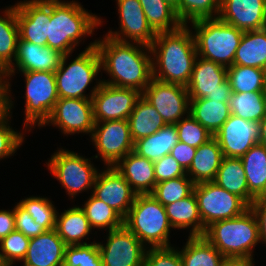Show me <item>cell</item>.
<instances>
[{
  "label": "cell",
  "mask_w": 266,
  "mask_h": 266,
  "mask_svg": "<svg viewBox=\"0 0 266 266\" xmlns=\"http://www.w3.org/2000/svg\"><path fill=\"white\" fill-rule=\"evenodd\" d=\"M143 266H183L176 246L147 248Z\"/></svg>",
  "instance_id": "7dc6e473"
},
{
  "label": "cell",
  "mask_w": 266,
  "mask_h": 266,
  "mask_svg": "<svg viewBox=\"0 0 266 266\" xmlns=\"http://www.w3.org/2000/svg\"><path fill=\"white\" fill-rule=\"evenodd\" d=\"M101 61L102 82L116 87L133 88L140 93L152 79V54L150 46L136 42H122L107 35L95 40Z\"/></svg>",
  "instance_id": "6da1fadb"
},
{
  "label": "cell",
  "mask_w": 266,
  "mask_h": 266,
  "mask_svg": "<svg viewBox=\"0 0 266 266\" xmlns=\"http://www.w3.org/2000/svg\"><path fill=\"white\" fill-rule=\"evenodd\" d=\"M13 209L0 210V241L15 230V216Z\"/></svg>",
  "instance_id": "f5cc1de1"
},
{
  "label": "cell",
  "mask_w": 266,
  "mask_h": 266,
  "mask_svg": "<svg viewBox=\"0 0 266 266\" xmlns=\"http://www.w3.org/2000/svg\"><path fill=\"white\" fill-rule=\"evenodd\" d=\"M98 16L88 12L77 0L51 1L47 46L63 55L73 54L86 36H93L95 30L103 26L105 21Z\"/></svg>",
  "instance_id": "3957f363"
},
{
  "label": "cell",
  "mask_w": 266,
  "mask_h": 266,
  "mask_svg": "<svg viewBox=\"0 0 266 266\" xmlns=\"http://www.w3.org/2000/svg\"><path fill=\"white\" fill-rule=\"evenodd\" d=\"M55 230L67 246L92 243L89 236L94 230L80 205L57 212Z\"/></svg>",
  "instance_id": "d4e9b609"
},
{
  "label": "cell",
  "mask_w": 266,
  "mask_h": 266,
  "mask_svg": "<svg viewBox=\"0 0 266 266\" xmlns=\"http://www.w3.org/2000/svg\"><path fill=\"white\" fill-rule=\"evenodd\" d=\"M124 226L147 248L171 247V226L164 206L151 194H137Z\"/></svg>",
  "instance_id": "8992f818"
},
{
  "label": "cell",
  "mask_w": 266,
  "mask_h": 266,
  "mask_svg": "<svg viewBox=\"0 0 266 266\" xmlns=\"http://www.w3.org/2000/svg\"><path fill=\"white\" fill-rule=\"evenodd\" d=\"M57 149L45 165L50 171L49 173L66 190L70 200H74L73 198L82 192L92 191L100 170L92 163L93 157L87 158L85 155L61 148V146Z\"/></svg>",
  "instance_id": "ba28073f"
},
{
  "label": "cell",
  "mask_w": 266,
  "mask_h": 266,
  "mask_svg": "<svg viewBox=\"0 0 266 266\" xmlns=\"http://www.w3.org/2000/svg\"><path fill=\"white\" fill-rule=\"evenodd\" d=\"M6 112V92H0V116Z\"/></svg>",
  "instance_id": "9f6ffc18"
},
{
  "label": "cell",
  "mask_w": 266,
  "mask_h": 266,
  "mask_svg": "<svg viewBox=\"0 0 266 266\" xmlns=\"http://www.w3.org/2000/svg\"><path fill=\"white\" fill-rule=\"evenodd\" d=\"M177 142L179 139L175 124H166L154 134L134 141L133 152L155 162L170 154Z\"/></svg>",
  "instance_id": "4dcf8cb0"
},
{
  "label": "cell",
  "mask_w": 266,
  "mask_h": 266,
  "mask_svg": "<svg viewBox=\"0 0 266 266\" xmlns=\"http://www.w3.org/2000/svg\"><path fill=\"white\" fill-rule=\"evenodd\" d=\"M185 245L178 250L183 266H218L223 255L204 237L187 236Z\"/></svg>",
  "instance_id": "e575fe53"
},
{
  "label": "cell",
  "mask_w": 266,
  "mask_h": 266,
  "mask_svg": "<svg viewBox=\"0 0 266 266\" xmlns=\"http://www.w3.org/2000/svg\"><path fill=\"white\" fill-rule=\"evenodd\" d=\"M85 212L90 226L94 230L108 232L124 226V218L109 205L90 194L84 205L80 206Z\"/></svg>",
  "instance_id": "8d00e7d4"
},
{
  "label": "cell",
  "mask_w": 266,
  "mask_h": 266,
  "mask_svg": "<svg viewBox=\"0 0 266 266\" xmlns=\"http://www.w3.org/2000/svg\"><path fill=\"white\" fill-rule=\"evenodd\" d=\"M91 194L125 218L137 193L114 168L104 167L97 173Z\"/></svg>",
  "instance_id": "d6986e66"
},
{
  "label": "cell",
  "mask_w": 266,
  "mask_h": 266,
  "mask_svg": "<svg viewBox=\"0 0 266 266\" xmlns=\"http://www.w3.org/2000/svg\"><path fill=\"white\" fill-rule=\"evenodd\" d=\"M193 191L197 198L204 233L212 223L235 218L250 208L241 197L228 192L213 181L197 183Z\"/></svg>",
  "instance_id": "30bf717a"
},
{
  "label": "cell",
  "mask_w": 266,
  "mask_h": 266,
  "mask_svg": "<svg viewBox=\"0 0 266 266\" xmlns=\"http://www.w3.org/2000/svg\"><path fill=\"white\" fill-rule=\"evenodd\" d=\"M175 126L179 141L194 148H198L213 137L190 113Z\"/></svg>",
  "instance_id": "bcb514c9"
},
{
  "label": "cell",
  "mask_w": 266,
  "mask_h": 266,
  "mask_svg": "<svg viewBox=\"0 0 266 266\" xmlns=\"http://www.w3.org/2000/svg\"><path fill=\"white\" fill-rule=\"evenodd\" d=\"M15 6L20 39L47 46L51 1L23 0L15 3Z\"/></svg>",
  "instance_id": "ffe728a7"
},
{
  "label": "cell",
  "mask_w": 266,
  "mask_h": 266,
  "mask_svg": "<svg viewBox=\"0 0 266 266\" xmlns=\"http://www.w3.org/2000/svg\"><path fill=\"white\" fill-rule=\"evenodd\" d=\"M190 99L207 98L228 103L232 94L227 79V67L197 56L189 83L186 86Z\"/></svg>",
  "instance_id": "4fadbf2b"
},
{
  "label": "cell",
  "mask_w": 266,
  "mask_h": 266,
  "mask_svg": "<svg viewBox=\"0 0 266 266\" xmlns=\"http://www.w3.org/2000/svg\"><path fill=\"white\" fill-rule=\"evenodd\" d=\"M250 208L258 221L260 242L266 246V197L255 199Z\"/></svg>",
  "instance_id": "816d5d0a"
},
{
  "label": "cell",
  "mask_w": 266,
  "mask_h": 266,
  "mask_svg": "<svg viewBox=\"0 0 266 266\" xmlns=\"http://www.w3.org/2000/svg\"><path fill=\"white\" fill-rule=\"evenodd\" d=\"M114 168L137 194H151L156 186L154 163L135 152H129Z\"/></svg>",
  "instance_id": "cb8c5ba5"
},
{
  "label": "cell",
  "mask_w": 266,
  "mask_h": 266,
  "mask_svg": "<svg viewBox=\"0 0 266 266\" xmlns=\"http://www.w3.org/2000/svg\"><path fill=\"white\" fill-rule=\"evenodd\" d=\"M259 143L266 147V116L259 122Z\"/></svg>",
  "instance_id": "11a10c76"
},
{
  "label": "cell",
  "mask_w": 266,
  "mask_h": 266,
  "mask_svg": "<svg viewBox=\"0 0 266 266\" xmlns=\"http://www.w3.org/2000/svg\"><path fill=\"white\" fill-rule=\"evenodd\" d=\"M63 56L61 52L49 46L35 45L19 38L13 66L3 75L6 83V111L12 113V109L15 108V100L11 93V79L13 76L15 77L16 73L28 71H51L55 73Z\"/></svg>",
  "instance_id": "7c38bea8"
},
{
  "label": "cell",
  "mask_w": 266,
  "mask_h": 266,
  "mask_svg": "<svg viewBox=\"0 0 266 266\" xmlns=\"http://www.w3.org/2000/svg\"><path fill=\"white\" fill-rule=\"evenodd\" d=\"M227 79L235 93L266 92L264 70L232 65L227 67Z\"/></svg>",
  "instance_id": "f35d334b"
},
{
  "label": "cell",
  "mask_w": 266,
  "mask_h": 266,
  "mask_svg": "<svg viewBox=\"0 0 266 266\" xmlns=\"http://www.w3.org/2000/svg\"><path fill=\"white\" fill-rule=\"evenodd\" d=\"M53 126L64 136L74 134H89L91 137L94 126L92 100L60 98L55 103L50 117L41 126Z\"/></svg>",
  "instance_id": "5bb4252c"
},
{
  "label": "cell",
  "mask_w": 266,
  "mask_h": 266,
  "mask_svg": "<svg viewBox=\"0 0 266 266\" xmlns=\"http://www.w3.org/2000/svg\"><path fill=\"white\" fill-rule=\"evenodd\" d=\"M164 208L174 230H188L190 237L204 235V225L194 191L183 199L165 205Z\"/></svg>",
  "instance_id": "484cf974"
},
{
  "label": "cell",
  "mask_w": 266,
  "mask_h": 266,
  "mask_svg": "<svg viewBox=\"0 0 266 266\" xmlns=\"http://www.w3.org/2000/svg\"><path fill=\"white\" fill-rule=\"evenodd\" d=\"M214 137L223 157L241 158L252 146L259 143V123L231 114Z\"/></svg>",
  "instance_id": "44dd1931"
},
{
  "label": "cell",
  "mask_w": 266,
  "mask_h": 266,
  "mask_svg": "<svg viewBox=\"0 0 266 266\" xmlns=\"http://www.w3.org/2000/svg\"><path fill=\"white\" fill-rule=\"evenodd\" d=\"M71 54L63 56L59 68L55 71L57 93L60 98L88 99L98 91L102 80L101 61L95 47V40L68 63ZM99 76V79H98ZM95 81V82H94ZM95 83L92 86V83ZM87 93L86 90L89 89ZM87 93V94H86Z\"/></svg>",
  "instance_id": "277c9868"
},
{
  "label": "cell",
  "mask_w": 266,
  "mask_h": 266,
  "mask_svg": "<svg viewBox=\"0 0 266 266\" xmlns=\"http://www.w3.org/2000/svg\"><path fill=\"white\" fill-rule=\"evenodd\" d=\"M188 25L194 35L197 56L225 67L234 64L236 50L243 35L242 30L219 18L200 19Z\"/></svg>",
  "instance_id": "52a82bcc"
},
{
  "label": "cell",
  "mask_w": 266,
  "mask_h": 266,
  "mask_svg": "<svg viewBox=\"0 0 266 266\" xmlns=\"http://www.w3.org/2000/svg\"><path fill=\"white\" fill-rule=\"evenodd\" d=\"M19 38L16 6L15 4L6 6L0 15V74L2 76L13 66Z\"/></svg>",
  "instance_id": "83f0119b"
},
{
  "label": "cell",
  "mask_w": 266,
  "mask_h": 266,
  "mask_svg": "<svg viewBox=\"0 0 266 266\" xmlns=\"http://www.w3.org/2000/svg\"><path fill=\"white\" fill-rule=\"evenodd\" d=\"M30 238L18 230L9 233L0 241V262L2 266L20 264L26 256Z\"/></svg>",
  "instance_id": "7bdbcfd3"
},
{
  "label": "cell",
  "mask_w": 266,
  "mask_h": 266,
  "mask_svg": "<svg viewBox=\"0 0 266 266\" xmlns=\"http://www.w3.org/2000/svg\"><path fill=\"white\" fill-rule=\"evenodd\" d=\"M231 114L259 123L266 116V92H232L229 99Z\"/></svg>",
  "instance_id": "74e56055"
},
{
  "label": "cell",
  "mask_w": 266,
  "mask_h": 266,
  "mask_svg": "<svg viewBox=\"0 0 266 266\" xmlns=\"http://www.w3.org/2000/svg\"><path fill=\"white\" fill-rule=\"evenodd\" d=\"M154 163L156 183L186 175V171L170 155H165Z\"/></svg>",
  "instance_id": "681fc988"
},
{
  "label": "cell",
  "mask_w": 266,
  "mask_h": 266,
  "mask_svg": "<svg viewBox=\"0 0 266 266\" xmlns=\"http://www.w3.org/2000/svg\"><path fill=\"white\" fill-rule=\"evenodd\" d=\"M105 234L106 240L100 242L97 239L102 266L144 265L147 247L125 226Z\"/></svg>",
  "instance_id": "9a60e30c"
},
{
  "label": "cell",
  "mask_w": 266,
  "mask_h": 266,
  "mask_svg": "<svg viewBox=\"0 0 266 266\" xmlns=\"http://www.w3.org/2000/svg\"><path fill=\"white\" fill-rule=\"evenodd\" d=\"M265 84H266V66L264 68Z\"/></svg>",
  "instance_id": "680465c9"
},
{
  "label": "cell",
  "mask_w": 266,
  "mask_h": 266,
  "mask_svg": "<svg viewBox=\"0 0 266 266\" xmlns=\"http://www.w3.org/2000/svg\"><path fill=\"white\" fill-rule=\"evenodd\" d=\"M194 186L195 183L185 175L156 183L151 195L165 206L189 196Z\"/></svg>",
  "instance_id": "b9f144b4"
},
{
  "label": "cell",
  "mask_w": 266,
  "mask_h": 266,
  "mask_svg": "<svg viewBox=\"0 0 266 266\" xmlns=\"http://www.w3.org/2000/svg\"><path fill=\"white\" fill-rule=\"evenodd\" d=\"M218 18L243 32L266 27V0H220Z\"/></svg>",
  "instance_id": "7402d4cb"
},
{
  "label": "cell",
  "mask_w": 266,
  "mask_h": 266,
  "mask_svg": "<svg viewBox=\"0 0 266 266\" xmlns=\"http://www.w3.org/2000/svg\"><path fill=\"white\" fill-rule=\"evenodd\" d=\"M141 93L133 88L101 83L92 97L95 122L128 120Z\"/></svg>",
  "instance_id": "e0dca14e"
},
{
  "label": "cell",
  "mask_w": 266,
  "mask_h": 266,
  "mask_svg": "<svg viewBox=\"0 0 266 266\" xmlns=\"http://www.w3.org/2000/svg\"><path fill=\"white\" fill-rule=\"evenodd\" d=\"M63 266H102L97 241L82 245L66 246Z\"/></svg>",
  "instance_id": "ee69618b"
},
{
  "label": "cell",
  "mask_w": 266,
  "mask_h": 266,
  "mask_svg": "<svg viewBox=\"0 0 266 266\" xmlns=\"http://www.w3.org/2000/svg\"><path fill=\"white\" fill-rule=\"evenodd\" d=\"M15 230L20 231L26 237L32 238L43 234L47 230L34 222L31 215L18 202L14 205Z\"/></svg>",
  "instance_id": "c3c4849f"
},
{
  "label": "cell",
  "mask_w": 266,
  "mask_h": 266,
  "mask_svg": "<svg viewBox=\"0 0 266 266\" xmlns=\"http://www.w3.org/2000/svg\"><path fill=\"white\" fill-rule=\"evenodd\" d=\"M233 65L264 70L266 66V28L243 32Z\"/></svg>",
  "instance_id": "1f68e13d"
},
{
  "label": "cell",
  "mask_w": 266,
  "mask_h": 266,
  "mask_svg": "<svg viewBox=\"0 0 266 266\" xmlns=\"http://www.w3.org/2000/svg\"><path fill=\"white\" fill-rule=\"evenodd\" d=\"M34 219V222L42 225L47 231L55 229L57 207L47 196H29L18 202Z\"/></svg>",
  "instance_id": "60d3db41"
},
{
  "label": "cell",
  "mask_w": 266,
  "mask_h": 266,
  "mask_svg": "<svg viewBox=\"0 0 266 266\" xmlns=\"http://www.w3.org/2000/svg\"><path fill=\"white\" fill-rule=\"evenodd\" d=\"M151 29L157 34L183 25L176 10L164 0H139Z\"/></svg>",
  "instance_id": "d590c367"
},
{
  "label": "cell",
  "mask_w": 266,
  "mask_h": 266,
  "mask_svg": "<svg viewBox=\"0 0 266 266\" xmlns=\"http://www.w3.org/2000/svg\"><path fill=\"white\" fill-rule=\"evenodd\" d=\"M254 259L241 257H223L218 266H254Z\"/></svg>",
  "instance_id": "db71d44e"
},
{
  "label": "cell",
  "mask_w": 266,
  "mask_h": 266,
  "mask_svg": "<svg viewBox=\"0 0 266 266\" xmlns=\"http://www.w3.org/2000/svg\"><path fill=\"white\" fill-rule=\"evenodd\" d=\"M213 182L241 197L249 206L255 201L249 194L245 170L240 158L223 157Z\"/></svg>",
  "instance_id": "f546056e"
},
{
  "label": "cell",
  "mask_w": 266,
  "mask_h": 266,
  "mask_svg": "<svg viewBox=\"0 0 266 266\" xmlns=\"http://www.w3.org/2000/svg\"><path fill=\"white\" fill-rule=\"evenodd\" d=\"M25 82V107L23 130L32 132L50 117L55 103L58 101L55 73L51 71L19 72ZM36 126V127H35Z\"/></svg>",
  "instance_id": "9c48e42d"
},
{
  "label": "cell",
  "mask_w": 266,
  "mask_h": 266,
  "mask_svg": "<svg viewBox=\"0 0 266 266\" xmlns=\"http://www.w3.org/2000/svg\"><path fill=\"white\" fill-rule=\"evenodd\" d=\"M0 92H6V83L3 76L0 74Z\"/></svg>",
  "instance_id": "6f0895ef"
},
{
  "label": "cell",
  "mask_w": 266,
  "mask_h": 266,
  "mask_svg": "<svg viewBox=\"0 0 266 266\" xmlns=\"http://www.w3.org/2000/svg\"><path fill=\"white\" fill-rule=\"evenodd\" d=\"M197 148L191 147L185 143L177 142L171 149L170 155L187 171L191 166V162L195 156Z\"/></svg>",
  "instance_id": "f907efd6"
},
{
  "label": "cell",
  "mask_w": 266,
  "mask_h": 266,
  "mask_svg": "<svg viewBox=\"0 0 266 266\" xmlns=\"http://www.w3.org/2000/svg\"><path fill=\"white\" fill-rule=\"evenodd\" d=\"M249 194L254 198L266 197V147L252 146L241 158Z\"/></svg>",
  "instance_id": "f1b7e54d"
},
{
  "label": "cell",
  "mask_w": 266,
  "mask_h": 266,
  "mask_svg": "<svg viewBox=\"0 0 266 266\" xmlns=\"http://www.w3.org/2000/svg\"><path fill=\"white\" fill-rule=\"evenodd\" d=\"M66 246L55 229L32 237L21 266H63Z\"/></svg>",
  "instance_id": "603a6c76"
},
{
  "label": "cell",
  "mask_w": 266,
  "mask_h": 266,
  "mask_svg": "<svg viewBox=\"0 0 266 266\" xmlns=\"http://www.w3.org/2000/svg\"><path fill=\"white\" fill-rule=\"evenodd\" d=\"M150 50L152 78L186 87L197 58L195 39L189 25L157 33Z\"/></svg>",
  "instance_id": "7a4b0ae2"
},
{
  "label": "cell",
  "mask_w": 266,
  "mask_h": 266,
  "mask_svg": "<svg viewBox=\"0 0 266 266\" xmlns=\"http://www.w3.org/2000/svg\"><path fill=\"white\" fill-rule=\"evenodd\" d=\"M43 1H61V0H43Z\"/></svg>",
  "instance_id": "91938a15"
},
{
  "label": "cell",
  "mask_w": 266,
  "mask_h": 266,
  "mask_svg": "<svg viewBox=\"0 0 266 266\" xmlns=\"http://www.w3.org/2000/svg\"><path fill=\"white\" fill-rule=\"evenodd\" d=\"M190 115L214 136L230 117L229 103L207 98L190 99Z\"/></svg>",
  "instance_id": "836d02e7"
},
{
  "label": "cell",
  "mask_w": 266,
  "mask_h": 266,
  "mask_svg": "<svg viewBox=\"0 0 266 266\" xmlns=\"http://www.w3.org/2000/svg\"><path fill=\"white\" fill-rule=\"evenodd\" d=\"M176 13L183 24L200 19L218 18L220 0H178Z\"/></svg>",
  "instance_id": "ab89813d"
},
{
  "label": "cell",
  "mask_w": 266,
  "mask_h": 266,
  "mask_svg": "<svg viewBox=\"0 0 266 266\" xmlns=\"http://www.w3.org/2000/svg\"><path fill=\"white\" fill-rule=\"evenodd\" d=\"M141 95L157 110L166 124H176L189 114L190 98L185 86L152 78Z\"/></svg>",
  "instance_id": "2e32d148"
},
{
  "label": "cell",
  "mask_w": 266,
  "mask_h": 266,
  "mask_svg": "<svg viewBox=\"0 0 266 266\" xmlns=\"http://www.w3.org/2000/svg\"><path fill=\"white\" fill-rule=\"evenodd\" d=\"M128 123L133 141L150 136L166 125L162 116L142 95L136 101Z\"/></svg>",
  "instance_id": "d6a6232c"
},
{
  "label": "cell",
  "mask_w": 266,
  "mask_h": 266,
  "mask_svg": "<svg viewBox=\"0 0 266 266\" xmlns=\"http://www.w3.org/2000/svg\"><path fill=\"white\" fill-rule=\"evenodd\" d=\"M12 114L5 112L0 116V160L9 158L17 152L23 145L25 139V132L17 131L10 126L12 121ZM11 120V121H10Z\"/></svg>",
  "instance_id": "f6af8a7d"
},
{
  "label": "cell",
  "mask_w": 266,
  "mask_h": 266,
  "mask_svg": "<svg viewBox=\"0 0 266 266\" xmlns=\"http://www.w3.org/2000/svg\"><path fill=\"white\" fill-rule=\"evenodd\" d=\"M89 140L97 151L92 157L101 159L104 167H114L134 147L128 120L95 122Z\"/></svg>",
  "instance_id": "8fae6325"
},
{
  "label": "cell",
  "mask_w": 266,
  "mask_h": 266,
  "mask_svg": "<svg viewBox=\"0 0 266 266\" xmlns=\"http://www.w3.org/2000/svg\"><path fill=\"white\" fill-rule=\"evenodd\" d=\"M223 159L222 150L213 136L200 145L195 152L191 166L186 175L195 183L213 181Z\"/></svg>",
  "instance_id": "4316f807"
},
{
  "label": "cell",
  "mask_w": 266,
  "mask_h": 266,
  "mask_svg": "<svg viewBox=\"0 0 266 266\" xmlns=\"http://www.w3.org/2000/svg\"><path fill=\"white\" fill-rule=\"evenodd\" d=\"M119 15L117 31L107 30V35L122 42H136L147 46L153 43L156 33L148 24L139 0H116Z\"/></svg>",
  "instance_id": "ac0fdd59"
},
{
  "label": "cell",
  "mask_w": 266,
  "mask_h": 266,
  "mask_svg": "<svg viewBox=\"0 0 266 266\" xmlns=\"http://www.w3.org/2000/svg\"><path fill=\"white\" fill-rule=\"evenodd\" d=\"M224 257L254 259L260 242L259 226L251 208L242 215L209 225L203 235Z\"/></svg>",
  "instance_id": "5b68a950"
}]
</instances>
